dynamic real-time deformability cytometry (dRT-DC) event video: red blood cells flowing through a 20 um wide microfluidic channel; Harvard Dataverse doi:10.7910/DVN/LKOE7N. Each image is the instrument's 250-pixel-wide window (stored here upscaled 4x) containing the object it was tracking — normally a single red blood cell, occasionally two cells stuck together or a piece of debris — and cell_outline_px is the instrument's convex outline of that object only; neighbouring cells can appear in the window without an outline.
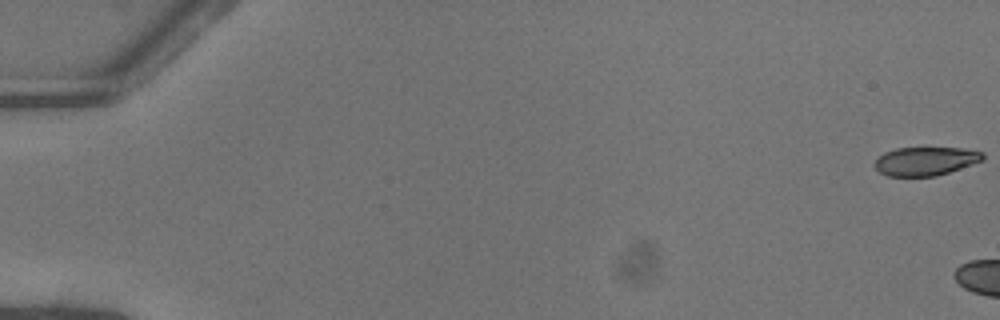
{"species": "common noctule bat (a hibernating species)", "species_latin": "Nyctalus noctula", "temperature_condition": "warm", "stored_images_in_passage": 7, "camera_frame_rate_fps": 3000, "um_per_image_px": 0.085, "animal": {"sex": "female"}, "frame": {"image": 1, "passage_image": 1, "time_ms": 0.0, "image_size_px": [1000, 320], "cell_outline_px": [[984, 160], [936, 176], [888, 176], [880, 172], [876, 168], [876, 160], [884, 152], [896, 148], [960, 148], [984, 152]], "centroid_in_image_um": [78.69, 13.69], "position_along_channel_um": 6.3, "area_um2": 17.8}}